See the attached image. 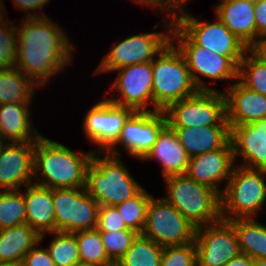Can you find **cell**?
<instances>
[{"label":"cell","instance_id":"cell-1","mask_svg":"<svg viewBox=\"0 0 266 266\" xmlns=\"http://www.w3.org/2000/svg\"><path fill=\"white\" fill-rule=\"evenodd\" d=\"M21 21L22 26H16L15 67L39 88L69 66L75 47L63 28L49 17L24 18Z\"/></svg>","mask_w":266,"mask_h":266},{"label":"cell","instance_id":"cell-2","mask_svg":"<svg viewBox=\"0 0 266 266\" xmlns=\"http://www.w3.org/2000/svg\"><path fill=\"white\" fill-rule=\"evenodd\" d=\"M93 153L73 151L42 135L35 142L33 182L51 189L85 187L86 169Z\"/></svg>","mask_w":266,"mask_h":266},{"label":"cell","instance_id":"cell-3","mask_svg":"<svg viewBox=\"0 0 266 266\" xmlns=\"http://www.w3.org/2000/svg\"><path fill=\"white\" fill-rule=\"evenodd\" d=\"M85 189L100 206H116L135 197L143 186L131 176L120 156L94 152L86 169Z\"/></svg>","mask_w":266,"mask_h":266},{"label":"cell","instance_id":"cell-4","mask_svg":"<svg viewBox=\"0 0 266 266\" xmlns=\"http://www.w3.org/2000/svg\"><path fill=\"white\" fill-rule=\"evenodd\" d=\"M153 71V108L163 111L169 104L196 94L182 53L170 41L151 62Z\"/></svg>","mask_w":266,"mask_h":266},{"label":"cell","instance_id":"cell-5","mask_svg":"<svg viewBox=\"0 0 266 266\" xmlns=\"http://www.w3.org/2000/svg\"><path fill=\"white\" fill-rule=\"evenodd\" d=\"M265 170L234 165L220 195L221 219L254 218L266 203Z\"/></svg>","mask_w":266,"mask_h":266},{"label":"cell","instance_id":"cell-6","mask_svg":"<svg viewBox=\"0 0 266 266\" xmlns=\"http://www.w3.org/2000/svg\"><path fill=\"white\" fill-rule=\"evenodd\" d=\"M167 194L164 197L196 228L221 219L220 195L186 174L164 177Z\"/></svg>","mask_w":266,"mask_h":266},{"label":"cell","instance_id":"cell-7","mask_svg":"<svg viewBox=\"0 0 266 266\" xmlns=\"http://www.w3.org/2000/svg\"><path fill=\"white\" fill-rule=\"evenodd\" d=\"M170 128L229 126L224 92L198 91L163 110Z\"/></svg>","mask_w":266,"mask_h":266},{"label":"cell","instance_id":"cell-8","mask_svg":"<svg viewBox=\"0 0 266 266\" xmlns=\"http://www.w3.org/2000/svg\"><path fill=\"white\" fill-rule=\"evenodd\" d=\"M171 42L182 53L199 91H216L207 86L201 76L216 81L238 80V66L229 57L215 54L195 44L175 23L171 29Z\"/></svg>","mask_w":266,"mask_h":266},{"label":"cell","instance_id":"cell-9","mask_svg":"<svg viewBox=\"0 0 266 266\" xmlns=\"http://www.w3.org/2000/svg\"><path fill=\"white\" fill-rule=\"evenodd\" d=\"M164 17L165 32H149L129 36L118 44H113L100 62L94 74L111 73L121 67L144 62H152L171 41L173 14ZM171 17V18H170Z\"/></svg>","mask_w":266,"mask_h":266},{"label":"cell","instance_id":"cell-10","mask_svg":"<svg viewBox=\"0 0 266 266\" xmlns=\"http://www.w3.org/2000/svg\"><path fill=\"white\" fill-rule=\"evenodd\" d=\"M186 8L173 14L174 23L197 45L225 57H229L237 66L249 49L216 16L217 21H201ZM178 13H182L178 15Z\"/></svg>","mask_w":266,"mask_h":266},{"label":"cell","instance_id":"cell-11","mask_svg":"<svg viewBox=\"0 0 266 266\" xmlns=\"http://www.w3.org/2000/svg\"><path fill=\"white\" fill-rule=\"evenodd\" d=\"M141 234L161 247L180 246L194 242L196 227L164 197L152 195Z\"/></svg>","mask_w":266,"mask_h":266},{"label":"cell","instance_id":"cell-12","mask_svg":"<svg viewBox=\"0 0 266 266\" xmlns=\"http://www.w3.org/2000/svg\"><path fill=\"white\" fill-rule=\"evenodd\" d=\"M52 199L55 231L74 233L97 227L100 205L85 187L52 189Z\"/></svg>","mask_w":266,"mask_h":266},{"label":"cell","instance_id":"cell-13","mask_svg":"<svg viewBox=\"0 0 266 266\" xmlns=\"http://www.w3.org/2000/svg\"><path fill=\"white\" fill-rule=\"evenodd\" d=\"M166 125L163 111L133 112L124 122L118 140L106 153L120 156L116 146L121 145L127 154L141 161Z\"/></svg>","mask_w":266,"mask_h":266},{"label":"cell","instance_id":"cell-14","mask_svg":"<svg viewBox=\"0 0 266 266\" xmlns=\"http://www.w3.org/2000/svg\"><path fill=\"white\" fill-rule=\"evenodd\" d=\"M197 266H225L240 252L233 224L224 219L196 228Z\"/></svg>","mask_w":266,"mask_h":266},{"label":"cell","instance_id":"cell-15","mask_svg":"<svg viewBox=\"0 0 266 266\" xmlns=\"http://www.w3.org/2000/svg\"><path fill=\"white\" fill-rule=\"evenodd\" d=\"M117 72L110 91H117L118 98L112 96L107 99L116 105L127 107L134 112L151 111L148 105H153V71L151 62H144L121 67Z\"/></svg>","mask_w":266,"mask_h":266},{"label":"cell","instance_id":"cell-16","mask_svg":"<svg viewBox=\"0 0 266 266\" xmlns=\"http://www.w3.org/2000/svg\"><path fill=\"white\" fill-rule=\"evenodd\" d=\"M134 111L116 105L107 98L99 100L88 109L83 123L87 139L98 145L97 152H106L119 138L124 122Z\"/></svg>","mask_w":266,"mask_h":266},{"label":"cell","instance_id":"cell-17","mask_svg":"<svg viewBox=\"0 0 266 266\" xmlns=\"http://www.w3.org/2000/svg\"><path fill=\"white\" fill-rule=\"evenodd\" d=\"M35 142H5L0 151V191L33 183Z\"/></svg>","mask_w":266,"mask_h":266},{"label":"cell","instance_id":"cell-18","mask_svg":"<svg viewBox=\"0 0 266 266\" xmlns=\"http://www.w3.org/2000/svg\"><path fill=\"white\" fill-rule=\"evenodd\" d=\"M233 157H242L240 166L266 171V118L250 124L230 126Z\"/></svg>","mask_w":266,"mask_h":266},{"label":"cell","instance_id":"cell-19","mask_svg":"<svg viewBox=\"0 0 266 266\" xmlns=\"http://www.w3.org/2000/svg\"><path fill=\"white\" fill-rule=\"evenodd\" d=\"M234 165L233 148H219L189 158L185 174L221 195L223 188H220L219 183L225 180L224 185L227 184Z\"/></svg>","mask_w":266,"mask_h":266},{"label":"cell","instance_id":"cell-20","mask_svg":"<svg viewBox=\"0 0 266 266\" xmlns=\"http://www.w3.org/2000/svg\"><path fill=\"white\" fill-rule=\"evenodd\" d=\"M229 126L250 124L266 118V96L248 89L238 80L224 90Z\"/></svg>","mask_w":266,"mask_h":266},{"label":"cell","instance_id":"cell-21","mask_svg":"<svg viewBox=\"0 0 266 266\" xmlns=\"http://www.w3.org/2000/svg\"><path fill=\"white\" fill-rule=\"evenodd\" d=\"M215 15L249 49L257 48L254 1L220 0Z\"/></svg>","mask_w":266,"mask_h":266},{"label":"cell","instance_id":"cell-22","mask_svg":"<svg viewBox=\"0 0 266 266\" xmlns=\"http://www.w3.org/2000/svg\"><path fill=\"white\" fill-rule=\"evenodd\" d=\"M20 191L26 205V223L40 235L41 242L46 233L55 231L52 189L31 183L26 185L24 192Z\"/></svg>","mask_w":266,"mask_h":266},{"label":"cell","instance_id":"cell-23","mask_svg":"<svg viewBox=\"0 0 266 266\" xmlns=\"http://www.w3.org/2000/svg\"><path fill=\"white\" fill-rule=\"evenodd\" d=\"M152 159L161 164L163 178L169 175L185 174L187 171L189 157L175 131L168 125L161 130L156 142L142 161Z\"/></svg>","mask_w":266,"mask_h":266},{"label":"cell","instance_id":"cell-24","mask_svg":"<svg viewBox=\"0 0 266 266\" xmlns=\"http://www.w3.org/2000/svg\"><path fill=\"white\" fill-rule=\"evenodd\" d=\"M29 106L22 103L0 104V139L5 142H36L42 136L34 128Z\"/></svg>","mask_w":266,"mask_h":266},{"label":"cell","instance_id":"cell-25","mask_svg":"<svg viewBox=\"0 0 266 266\" xmlns=\"http://www.w3.org/2000/svg\"><path fill=\"white\" fill-rule=\"evenodd\" d=\"M189 158L219 148H233L230 126L172 128Z\"/></svg>","mask_w":266,"mask_h":266},{"label":"cell","instance_id":"cell-26","mask_svg":"<svg viewBox=\"0 0 266 266\" xmlns=\"http://www.w3.org/2000/svg\"><path fill=\"white\" fill-rule=\"evenodd\" d=\"M40 242V235L27 223L0 230V261L22 264L25 255Z\"/></svg>","mask_w":266,"mask_h":266},{"label":"cell","instance_id":"cell-27","mask_svg":"<svg viewBox=\"0 0 266 266\" xmlns=\"http://www.w3.org/2000/svg\"><path fill=\"white\" fill-rule=\"evenodd\" d=\"M255 218L230 220L236 232L240 252L253 260H266V226Z\"/></svg>","mask_w":266,"mask_h":266},{"label":"cell","instance_id":"cell-28","mask_svg":"<svg viewBox=\"0 0 266 266\" xmlns=\"http://www.w3.org/2000/svg\"><path fill=\"white\" fill-rule=\"evenodd\" d=\"M37 87L16 67L0 70V104H31Z\"/></svg>","mask_w":266,"mask_h":266},{"label":"cell","instance_id":"cell-29","mask_svg":"<svg viewBox=\"0 0 266 266\" xmlns=\"http://www.w3.org/2000/svg\"><path fill=\"white\" fill-rule=\"evenodd\" d=\"M238 81L248 89L266 96V58L256 48L248 49L240 61Z\"/></svg>","mask_w":266,"mask_h":266},{"label":"cell","instance_id":"cell-30","mask_svg":"<svg viewBox=\"0 0 266 266\" xmlns=\"http://www.w3.org/2000/svg\"><path fill=\"white\" fill-rule=\"evenodd\" d=\"M164 247L138 234L115 266H160Z\"/></svg>","mask_w":266,"mask_h":266},{"label":"cell","instance_id":"cell-31","mask_svg":"<svg viewBox=\"0 0 266 266\" xmlns=\"http://www.w3.org/2000/svg\"><path fill=\"white\" fill-rule=\"evenodd\" d=\"M75 236L81 263L91 266H115L106 253L97 228L77 231Z\"/></svg>","mask_w":266,"mask_h":266},{"label":"cell","instance_id":"cell-32","mask_svg":"<svg viewBox=\"0 0 266 266\" xmlns=\"http://www.w3.org/2000/svg\"><path fill=\"white\" fill-rule=\"evenodd\" d=\"M46 248L55 266H75L81 263L75 232L54 231Z\"/></svg>","mask_w":266,"mask_h":266},{"label":"cell","instance_id":"cell-33","mask_svg":"<svg viewBox=\"0 0 266 266\" xmlns=\"http://www.w3.org/2000/svg\"><path fill=\"white\" fill-rule=\"evenodd\" d=\"M151 197L152 195L143 188L135 197L115 206L125 224L138 234L144 230Z\"/></svg>","mask_w":266,"mask_h":266},{"label":"cell","instance_id":"cell-34","mask_svg":"<svg viewBox=\"0 0 266 266\" xmlns=\"http://www.w3.org/2000/svg\"><path fill=\"white\" fill-rule=\"evenodd\" d=\"M26 223V205L23 193L0 191V230Z\"/></svg>","mask_w":266,"mask_h":266},{"label":"cell","instance_id":"cell-35","mask_svg":"<svg viewBox=\"0 0 266 266\" xmlns=\"http://www.w3.org/2000/svg\"><path fill=\"white\" fill-rule=\"evenodd\" d=\"M109 259L116 265L131 247L138 233L134 230L100 232Z\"/></svg>","mask_w":266,"mask_h":266},{"label":"cell","instance_id":"cell-36","mask_svg":"<svg viewBox=\"0 0 266 266\" xmlns=\"http://www.w3.org/2000/svg\"><path fill=\"white\" fill-rule=\"evenodd\" d=\"M13 24V22L9 23V21L0 24V70L15 67L18 33L16 25Z\"/></svg>","mask_w":266,"mask_h":266},{"label":"cell","instance_id":"cell-37","mask_svg":"<svg viewBox=\"0 0 266 266\" xmlns=\"http://www.w3.org/2000/svg\"><path fill=\"white\" fill-rule=\"evenodd\" d=\"M160 266H197L195 242L164 247Z\"/></svg>","mask_w":266,"mask_h":266},{"label":"cell","instance_id":"cell-38","mask_svg":"<svg viewBox=\"0 0 266 266\" xmlns=\"http://www.w3.org/2000/svg\"><path fill=\"white\" fill-rule=\"evenodd\" d=\"M100 232H114L121 230H132L119 215L115 206L101 205L98 211V222L96 227Z\"/></svg>","mask_w":266,"mask_h":266},{"label":"cell","instance_id":"cell-39","mask_svg":"<svg viewBox=\"0 0 266 266\" xmlns=\"http://www.w3.org/2000/svg\"><path fill=\"white\" fill-rule=\"evenodd\" d=\"M36 244L24 257L23 266H55L47 249L37 247Z\"/></svg>","mask_w":266,"mask_h":266},{"label":"cell","instance_id":"cell-40","mask_svg":"<svg viewBox=\"0 0 266 266\" xmlns=\"http://www.w3.org/2000/svg\"><path fill=\"white\" fill-rule=\"evenodd\" d=\"M257 47L266 39V0L254 1Z\"/></svg>","mask_w":266,"mask_h":266},{"label":"cell","instance_id":"cell-41","mask_svg":"<svg viewBox=\"0 0 266 266\" xmlns=\"http://www.w3.org/2000/svg\"><path fill=\"white\" fill-rule=\"evenodd\" d=\"M14 6H16V8L20 9L21 11L23 10L24 12H26L27 14L24 15V18H43V17H48L45 13L41 12L40 14H38L39 12L35 11L41 9L43 7H45V5H47V3H49L50 0H12ZM35 10V11H34ZM28 11V12H27ZM30 11H34V13L32 14V12L30 13Z\"/></svg>","mask_w":266,"mask_h":266},{"label":"cell","instance_id":"cell-42","mask_svg":"<svg viewBox=\"0 0 266 266\" xmlns=\"http://www.w3.org/2000/svg\"><path fill=\"white\" fill-rule=\"evenodd\" d=\"M225 266H253V259L240 253L238 256L233 257Z\"/></svg>","mask_w":266,"mask_h":266},{"label":"cell","instance_id":"cell-43","mask_svg":"<svg viewBox=\"0 0 266 266\" xmlns=\"http://www.w3.org/2000/svg\"><path fill=\"white\" fill-rule=\"evenodd\" d=\"M132 1H134L135 3L141 4L143 6H147V7L149 6L150 8L152 7L153 9L155 8L157 9L158 7L160 14L161 13L163 14V12H165L162 9L160 0H132Z\"/></svg>","mask_w":266,"mask_h":266},{"label":"cell","instance_id":"cell-44","mask_svg":"<svg viewBox=\"0 0 266 266\" xmlns=\"http://www.w3.org/2000/svg\"><path fill=\"white\" fill-rule=\"evenodd\" d=\"M4 0H0V24L6 23L7 21L5 20V4L3 2ZM4 4V5H3ZM4 16V17H3Z\"/></svg>","mask_w":266,"mask_h":266},{"label":"cell","instance_id":"cell-45","mask_svg":"<svg viewBox=\"0 0 266 266\" xmlns=\"http://www.w3.org/2000/svg\"><path fill=\"white\" fill-rule=\"evenodd\" d=\"M256 49L266 58V39Z\"/></svg>","mask_w":266,"mask_h":266},{"label":"cell","instance_id":"cell-46","mask_svg":"<svg viewBox=\"0 0 266 266\" xmlns=\"http://www.w3.org/2000/svg\"><path fill=\"white\" fill-rule=\"evenodd\" d=\"M20 263H15L12 261H0V266H20Z\"/></svg>","mask_w":266,"mask_h":266},{"label":"cell","instance_id":"cell-47","mask_svg":"<svg viewBox=\"0 0 266 266\" xmlns=\"http://www.w3.org/2000/svg\"><path fill=\"white\" fill-rule=\"evenodd\" d=\"M253 266H266V260H253Z\"/></svg>","mask_w":266,"mask_h":266},{"label":"cell","instance_id":"cell-48","mask_svg":"<svg viewBox=\"0 0 266 266\" xmlns=\"http://www.w3.org/2000/svg\"><path fill=\"white\" fill-rule=\"evenodd\" d=\"M4 143H5V141H3L2 139H0V151H1V149H2V147H3V145H4Z\"/></svg>","mask_w":266,"mask_h":266},{"label":"cell","instance_id":"cell-49","mask_svg":"<svg viewBox=\"0 0 266 266\" xmlns=\"http://www.w3.org/2000/svg\"><path fill=\"white\" fill-rule=\"evenodd\" d=\"M75 266H91V265H87V264H84V263H79V264H76Z\"/></svg>","mask_w":266,"mask_h":266}]
</instances>
